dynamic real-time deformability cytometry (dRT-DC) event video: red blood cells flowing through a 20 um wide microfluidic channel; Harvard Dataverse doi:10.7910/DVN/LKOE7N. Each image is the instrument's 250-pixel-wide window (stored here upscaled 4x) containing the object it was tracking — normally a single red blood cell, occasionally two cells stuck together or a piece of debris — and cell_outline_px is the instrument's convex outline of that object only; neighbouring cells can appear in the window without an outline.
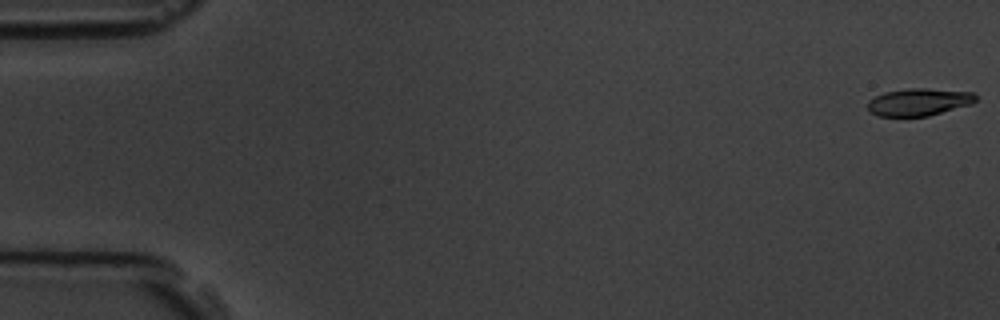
{"species": "common noctule bat (a hibernating species)", "species_latin": "Nyctalus noctula", "temperature_condition": "room temperature", "stored_images_in_passage": 9, "camera_frame_rate_fps": 3000, "um_per_image_px": 0.085, "animal": {"sex": "male", "body_mass_g": 19.5, "forearm_length_mm": 54.6}, "frame": {"image": 1, "passage_image": 1, "time_ms": 0.0, "image_size_px": [1000, 320], "cell_outline_px": [[976, 100], [972, 104], [928, 116], [876, 116], [868, 112], [868, 100], [884, 92], [908, 88], [928, 88], [976, 92]], "centroid_in_image_um": [78.1, 8.66], "position_along_channel_um": 6.9, "area_um2": 17.46}}
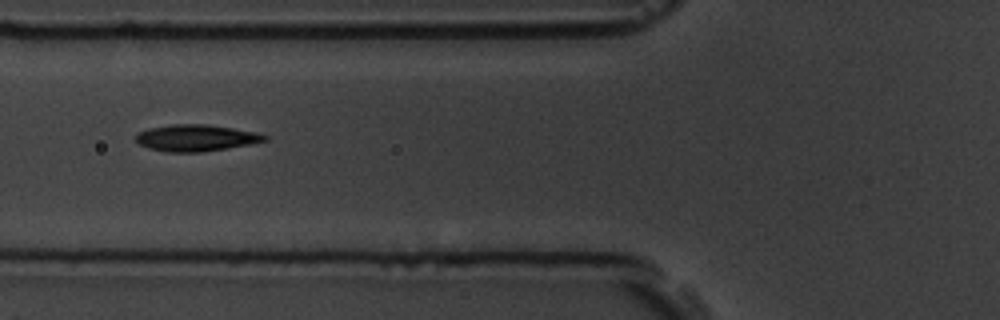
{"frame": {"image": 2, "passage_image": 7, "time_ms": 6.667, "image_size_px": [1000, 320], "cell_outline_px": [[268, 140], [248, 144], [200, 152], [168, 152], [148, 148], [140, 144], [136, 140], [136, 136], [140, 132], [148, 128], [172, 124], [208, 124], [256, 132], [268, 136]], "centroid_in_image_um": [16.65, 11.71], "position_along_channel_um": 109.2, "area_um2": 19.71}}
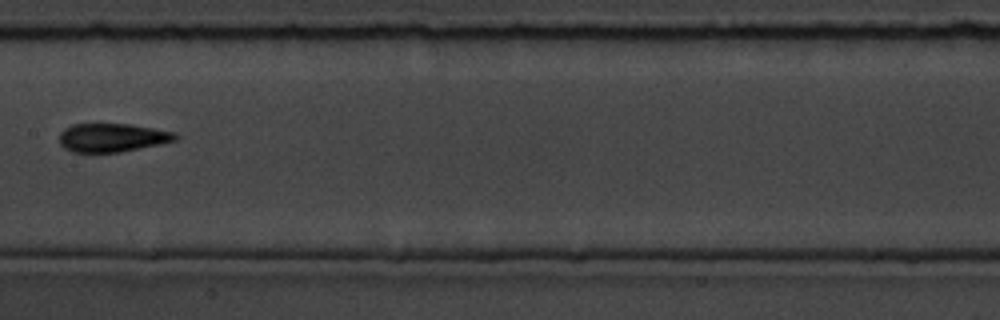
{"frame": {"image": 3, "passage_image": 9, "time_ms": 9.0, "image_size_px": [1000, 320], "cell_outline_px": [[180, 136], [176, 140], [120, 152], [72, 152], [64, 148], [60, 144], [60, 132], [64, 128], [72, 124], [132, 124], [176, 132]], "centroid_in_image_um": [9.54, 11.69], "position_along_channel_um": 197.9, "area_um2": 19.31}}